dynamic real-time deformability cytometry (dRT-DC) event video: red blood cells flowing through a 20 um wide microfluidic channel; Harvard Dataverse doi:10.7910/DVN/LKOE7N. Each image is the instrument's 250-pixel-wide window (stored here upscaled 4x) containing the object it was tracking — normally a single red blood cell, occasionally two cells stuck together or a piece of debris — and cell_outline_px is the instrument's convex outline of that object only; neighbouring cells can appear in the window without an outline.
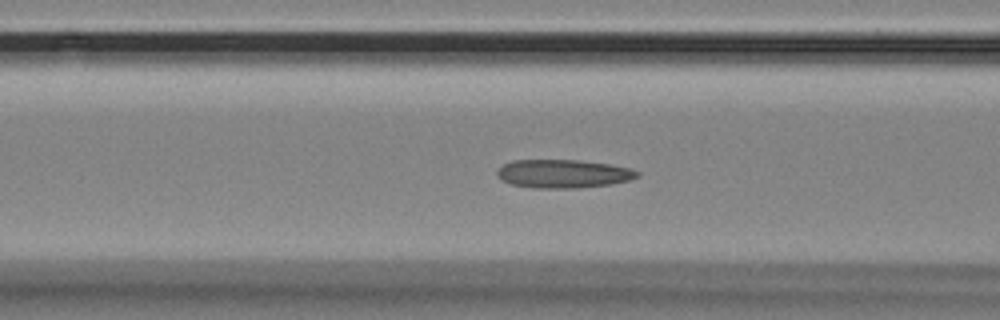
{"species": "Egyptian fruit bat (a non-hibernating species)", "species_latin": "Rousettus aegyptiacus", "temperature_condition": "room temperature", "stored_images_in_passage": 57, "camera_frame_rate_fps": 3000, "um_per_image_px": 0.085, "animal": {"sex": "female"}, "frame": {"image": 1, "passage_image": 22, "time_ms": 7.0, "image_size_px": [1000, 320], "cell_outline_px": [[640, 176], [628, 180], [608, 184], [576, 188], [532, 188], [512, 184], [504, 180], [496, 172], [504, 164], [512, 160], [580, 160], [608, 164], [628, 168], [640, 172]], "centroid_in_image_um": [47.88, 14.76], "position_along_channel_um": 118.7, "area_um2": 22.89}}
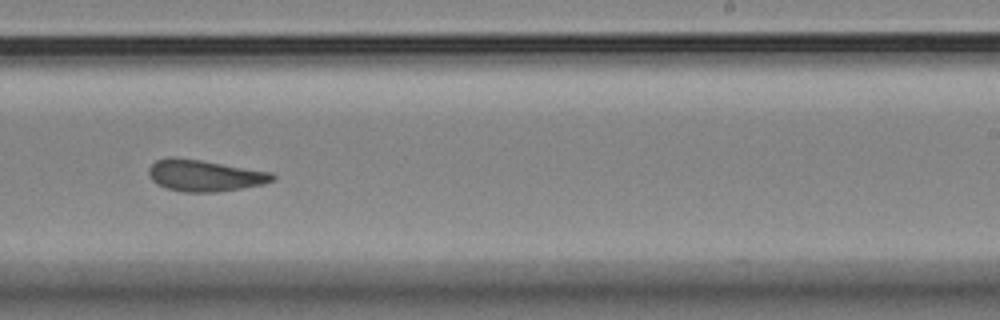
{"frame": {"image": 2, "passage_image": 35, "time_ms": 11.333, "image_size_px": [1000, 320], "cell_outline_px": [[276, 176], [272, 180], [264, 184], [220, 192], [184, 192], [168, 188], [156, 184], [148, 176], [148, 168], [156, 160], [168, 156], [172, 156], [200, 160], [272, 172]], "centroid_in_image_um": [17.36, 14.92], "position_along_channel_um": 271.6, "area_um2": 22.83}}
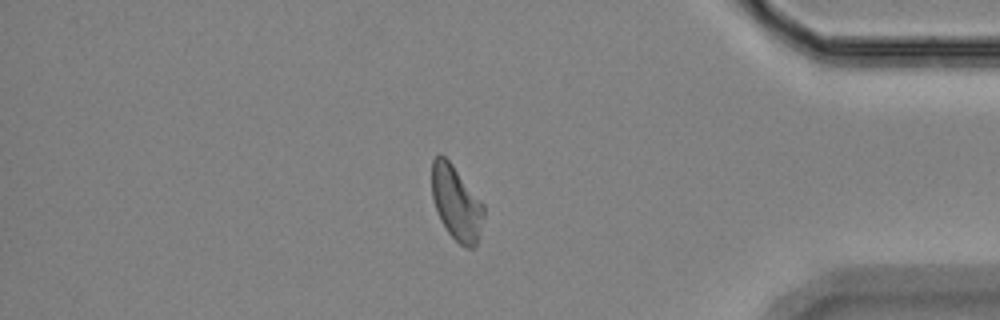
{"frame": {"image": 3, "passage_image": 48, "time_ms": 15.667, "image_size_px": [1000, 320], "cell_outline_px": [[484, 216], [476, 244], [472, 248], [468, 248], [460, 244], [448, 232], [440, 220], [432, 196], [432, 160], [440, 152], [452, 164], [484, 204]], "centroid_in_image_um": [38.78, 17.23], "position_along_channel_um": 396.4, "area_um2": 22.25}, "authors_computed_cell_mechanics": {"area_um2": 22.831, "velocity_mm_per_s": 3.5309, "shape_relaxation_time_tau1_ms": null, "shape_relaxation_time_tau2_ms": 2.9258, "deformation_change_tau1": null, "deformation_change_tau2": 0.102}}